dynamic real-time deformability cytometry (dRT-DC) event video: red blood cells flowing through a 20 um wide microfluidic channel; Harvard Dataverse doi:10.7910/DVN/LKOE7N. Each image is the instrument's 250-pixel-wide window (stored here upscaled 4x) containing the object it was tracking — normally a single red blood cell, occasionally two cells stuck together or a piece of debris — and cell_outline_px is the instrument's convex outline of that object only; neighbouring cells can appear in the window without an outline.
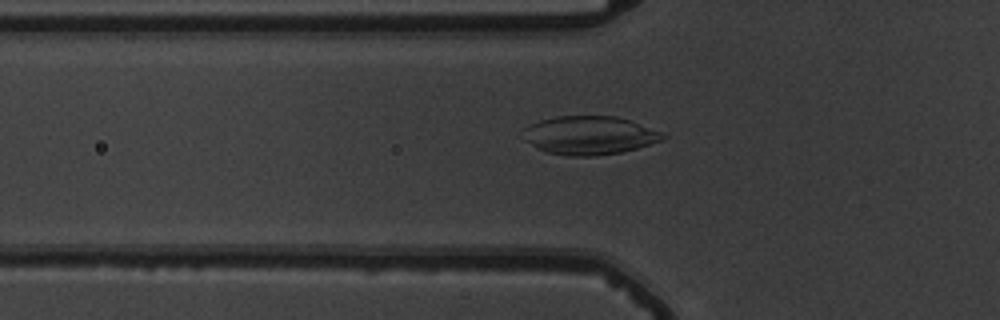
{"species": "common noctule bat (a hibernating species)", "species_latin": "Nyctalus noctula", "temperature_condition": "warm", "stored_images_in_passage": 47, "camera_frame_rate_fps": 3000, "um_per_image_px": 0.085, "animal": {"sex": "male", "body_mass_g": 19.5, "forearm_length_mm": 54.6}, "frame": {"image": 1, "passage_image": 12, "time_ms": 3.667, "image_size_px": [1000, 320], "cell_outline_px": [[668, 136], [660, 140], [636, 148], [620, 152], [592, 156], [568, 156], [544, 152], [536, 148], [524, 140], [524, 128], [528, 124], [540, 120], [556, 116], [616, 116], [664, 132]], "centroid_in_image_um": [50.06, 11.5], "position_along_channel_um": 75.7, "area_um2": 31.33}}
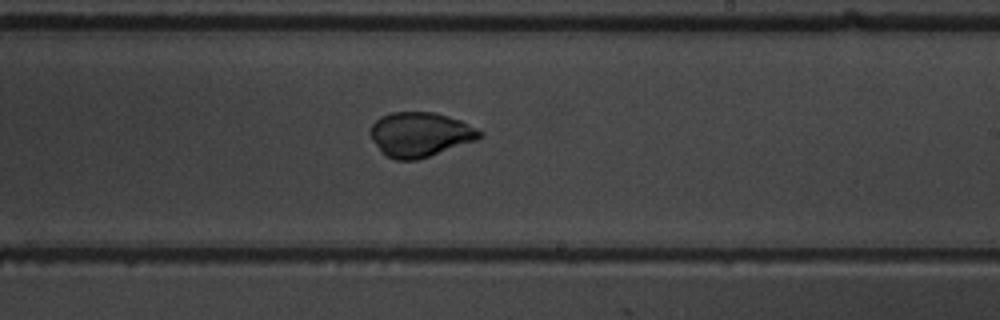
{"frame": {"image": 2, "passage_image": 26, "time_ms": 8.333, "image_size_px": [1000, 320], "cell_outline_px": [[484, 136], [476, 140], [416, 160], [396, 160], [384, 156], [380, 152], [372, 140], [368, 132], [372, 124], [380, 116], [392, 112], [436, 112], [460, 120], [484, 132]], "centroid_in_image_um": [35.67, 11.42], "position_along_channel_um": 253.3, "area_um2": 28.55}}
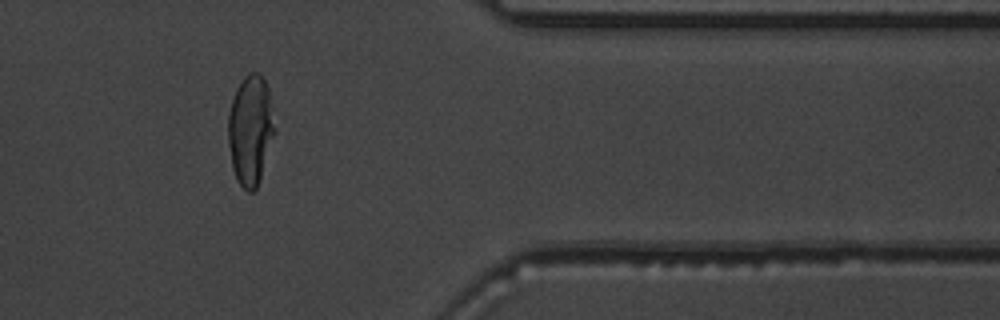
{"frame": {"image": 3, "passage_image": 38, "time_ms": 12.333, "image_size_px": [1000, 320], "cell_outline_px": [[276, 132], [260, 180], [256, 188], [252, 192], [248, 192], [236, 180], [232, 168], [228, 144], [228, 112], [236, 88], [244, 76], [252, 72], [260, 72], [268, 88], [276, 128]], "centroid_in_image_um": [21.29, 11.06], "position_along_channel_um": 390.1, "area_um2": 30.23}}